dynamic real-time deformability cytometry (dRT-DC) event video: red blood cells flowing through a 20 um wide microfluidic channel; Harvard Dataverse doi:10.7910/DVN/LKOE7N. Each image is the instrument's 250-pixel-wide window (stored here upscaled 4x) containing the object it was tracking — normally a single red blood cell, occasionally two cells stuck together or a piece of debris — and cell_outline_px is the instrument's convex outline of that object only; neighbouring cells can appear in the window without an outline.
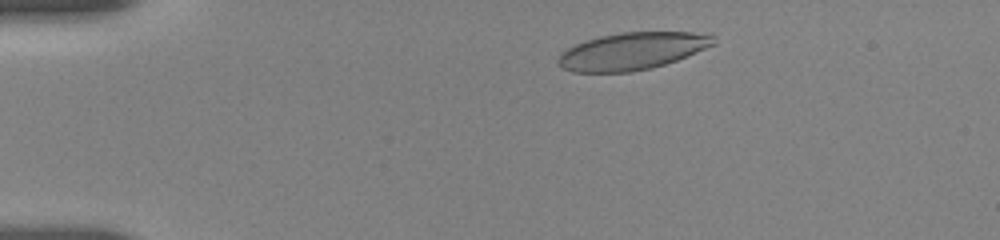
{"species": "human", "species_latin": "Homo sapiens", "temperature_condition": "room temperature", "stored_images_in_passage": 78, "camera_frame_rate_fps": 3000, "um_per_image_px": 0.085, "donor": {"sex": "female"}, "frame": {"image": 1, "passage_image": 9, "time_ms": 1.667, "image_size_px": [1000, 240], "cell_outline_px": [[716, 44], [676, 60], [652, 68], [632, 72], [572, 72], [556, 64], [556, 60], [560, 52], [584, 40], [600, 36], [620, 32], [712, 32], [716, 36]], "centroid_in_image_um": [53.75, 4.33], "position_along_channel_um": 31.2, "area_um2": 34.16}}
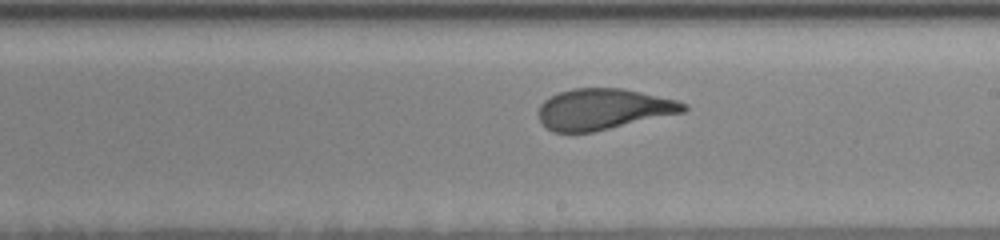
{"frame": {"image": 2, "passage_image": 42, "time_ms": 9.0, "image_size_px": [1000, 240], "cell_outline_px": [[688, 108], [684, 112], [592, 132], [552, 132], [540, 120], [540, 104], [544, 100], [560, 92], [572, 88], [624, 88], [676, 100], [688, 104]], "centroid_in_image_um": [51.3, 9.27], "position_along_channel_um": 237.7, "area_um2": 34.28}}
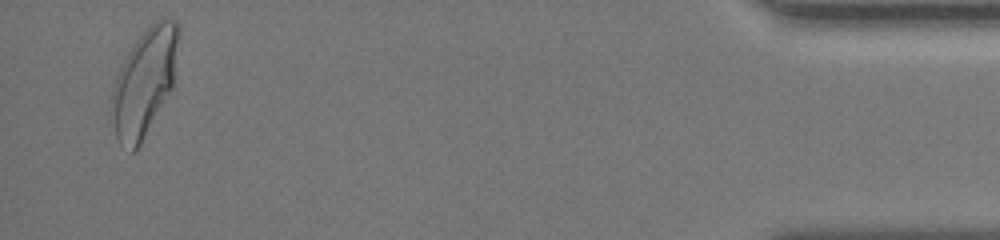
{"frame": {"image": 3, "passage_image": 75, "time_ms": 16.0, "image_size_px": [1000, 240], "cell_outline_px": [[180, 36], [176, 76], [172, 88], [140, 144], [132, 152], [120, 144], [116, 136], [112, 96], [112, 92], [116, 76], [128, 52], [136, 40], [148, 24], [164, 16], [168, 16], [176, 20], [180, 24]], "centroid_in_image_um": [12.36, 6.85], "position_along_channel_um": 422.8, "area_um2": 41.73}, "authors_computed_cell_mechanics": {"area_um2": 35.5181, "velocity_mm_per_s": 3.6599, "shape_relaxation_time_tau1_ms": 4.9692, "shape_relaxation_time_tau2_ms": 0.9292, "deformation_change_tau1": 0.1873, "deformation_change_tau2": 0.081}}